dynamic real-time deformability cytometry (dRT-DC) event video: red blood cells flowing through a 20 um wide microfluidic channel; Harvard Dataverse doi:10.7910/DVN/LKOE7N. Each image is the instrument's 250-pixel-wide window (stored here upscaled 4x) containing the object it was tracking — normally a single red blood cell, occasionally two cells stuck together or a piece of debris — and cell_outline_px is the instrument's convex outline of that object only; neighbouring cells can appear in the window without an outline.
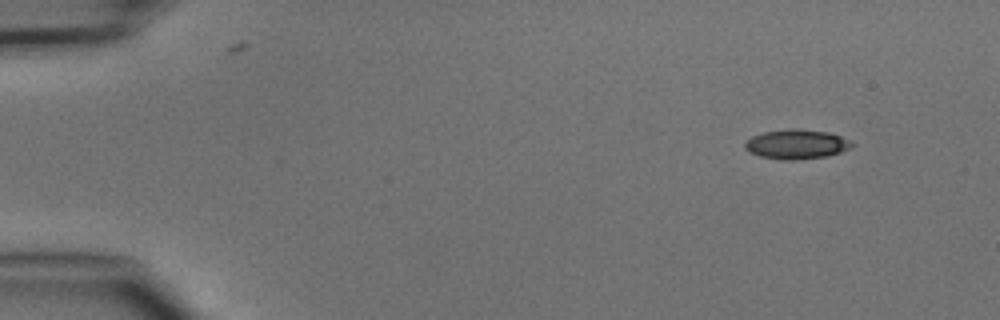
{"species": "common noctule bat (a hibernating species)", "species_latin": "Nyctalus noctula", "temperature_condition": "cold", "stored_images_in_passage": 4, "camera_frame_rate_fps": 3000, "um_per_image_px": 0.085, "animal": {"sex": "male", "body_mass_g": 15.6}, "frame": {"image": 1, "passage_image": 1, "time_ms": 0.0, "image_size_px": [1000, 320], "cell_outline_px": [[856, 144], [840, 152], [828, 156], [796, 160], [784, 160], [760, 156], [748, 152], [744, 148], [744, 140], [752, 136], [764, 132], [792, 128], [796, 128], [828, 132], [852, 140]], "centroid_in_image_um": [67.69, 12.26], "position_along_channel_um": 17.3, "area_um2": 18.61}}
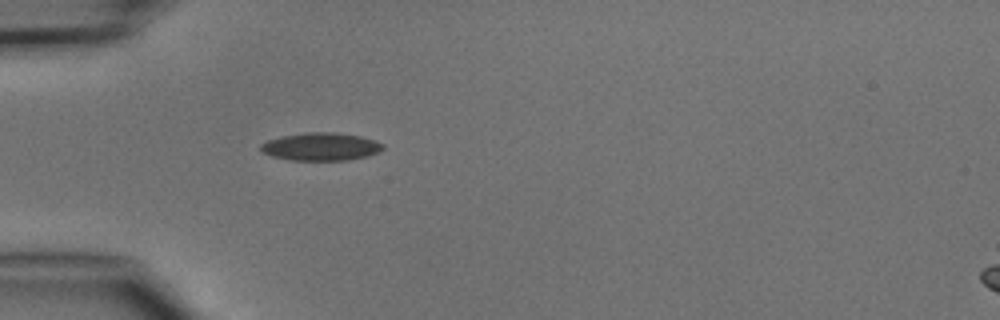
{"frame": {"image": 2, "passage_image": 4, "time_ms": 3.333, "image_size_px": [1000, 320], "cell_outline_px": [[384, 148], [368, 156], [348, 160], [288, 160], [272, 156], [264, 152], [260, 148], [260, 144], [268, 140], [280, 136], [304, 132], [332, 132], [360, 136], [384, 144]], "centroid_in_image_um": [27.25, 12.46], "position_along_channel_um": 57.8, "area_um2": 19.77}}